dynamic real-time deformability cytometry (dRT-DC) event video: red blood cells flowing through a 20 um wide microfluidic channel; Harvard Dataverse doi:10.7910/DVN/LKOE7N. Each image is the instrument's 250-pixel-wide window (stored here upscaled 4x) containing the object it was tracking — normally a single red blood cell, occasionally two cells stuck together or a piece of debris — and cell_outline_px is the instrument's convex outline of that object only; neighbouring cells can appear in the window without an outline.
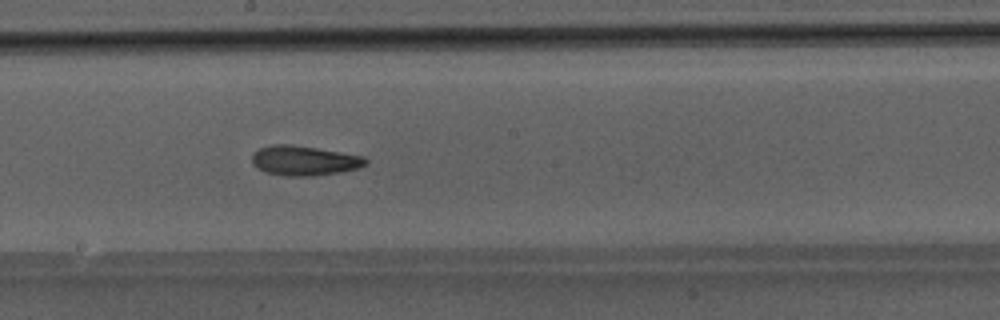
{"species": "Egyptian fruit bat (a non-hibernating species)", "species_latin": "Rousettus aegyptiacus", "temperature_condition": "room temperature", "stored_images_in_passage": 39, "camera_frame_rate_fps": 3000, "um_per_image_px": 0.085, "animal": {"sex": "male"}, "frame": {"image": 1, "passage_image": 17, "time_ms": 5.333, "image_size_px": [1000, 320], "cell_outline_px": [[368, 164], [360, 168], [340, 172], [312, 176], [284, 176], [264, 172], [256, 168], [252, 164], [252, 152], [260, 148], [272, 144], [288, 144], [316, 148], [364, 156], [368, 160]], "centroid_in_image_um": [25.84, 13.66], "position_along_channel_um": 222.4, "area_um2": 19.94}}
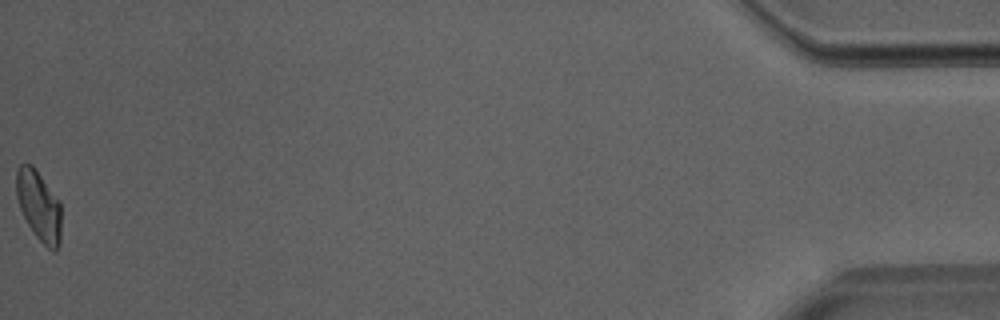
{"frame": {"image": 2, "passage_image": 39, "time_ms": 12.667, "image_size_px": [1000, 320], "cell_outline_px": [[60, 244], [52, 252], [36, 236], [28, 224], [20, 208], [16, 196], [16, 168], [20, 164], [32, 164], [60, 204]], "centroid_in_image_um": [3.27, 17.48], "position_along_channel_um": 431.9, "area_um2": 17.92}}